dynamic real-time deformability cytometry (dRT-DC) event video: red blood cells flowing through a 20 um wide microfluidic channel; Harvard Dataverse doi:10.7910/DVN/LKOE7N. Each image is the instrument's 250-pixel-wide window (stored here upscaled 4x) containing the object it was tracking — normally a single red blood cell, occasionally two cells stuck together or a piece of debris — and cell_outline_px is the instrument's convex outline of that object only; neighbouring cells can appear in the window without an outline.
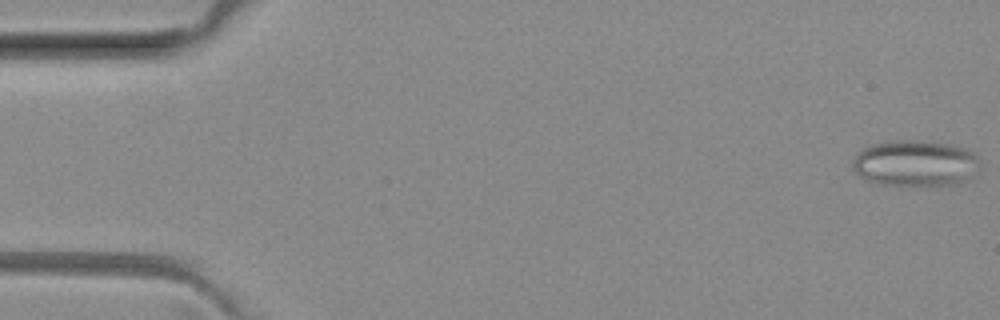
{"species": "common noctule bat (a hibernating species)", "species_latin": "Nyctalus noctula", "temperature_condition": "room temperature", "stored_images_in_passage": 51, "segment_of_instrument_passage": [1, 2], "camera_frame_rate_fps": 3000, "um_per_image_px": 0.085, "animal": {"sex": "female", "body_mass_g": 29.2, "forearm_length_mm": 56.3}, "frame": {"image": 1, "passage_image": 1, "time_ms": 0.0, "image_size_px": [1000, 320], "cell_outline_px": [[980, 168], [968, 180], [952, 184], [880, 184], [868, 180], [860, 176], [856, 172], [852, 164], [852, 160], [860, 148], [868, 144], [888, 140], [920, 140], [952, 144], [968, 148], [980, 160]], "centroid_in_image_um": [77.8, 13.83], "position_along_channel_um": 7.2, "area_um2": 34.51}}